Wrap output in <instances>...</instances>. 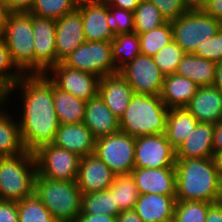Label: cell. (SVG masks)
I'll return each mask as SVG.
<instances>
[{
	"label": "cell",
	"mask_w": 222,
	"mask_h": 222,
	"mask_svg": "<svg viewBox=\"0 0 222 222\" xmlns=\"http://www.w3.org/2000/svg\"><path fill=\"white\" fill-rule=\"evenodd\" d=\"M115 174L97 155L82 156L77 174V186L83 194L107 190Z\"/></svg>",
	"instance_id": "obj_16"
},
{
	"label": "cell",
	"mask_w": 222,
	"mask_h": 222,
	"mask_svg": "<svg viewBox=\"0 0 222 222\" xmlns=\"http://www.w3.org/2000/svg\"><path fill=\"white\" fill-rule=\"evenodd\" d=\"M168 110L160 96L134 94L119 120L120 131L135 138L166 133Z\"/></svg>",
	"instance_id": "obj_3"
},
{
	"label": "cell",
	"mask_w": 222,
	"mask_h": 222,
	"mask_svg": "<svg viewBox=\"0 0 222 222\" xmlns=\"http://www.w3.org/2000/svg\"><path fill=\"white\" fill-rule=\"evenodd\" d=\"M207 0H183L188 9H201Z\"/></svg>",
	"instance_id": "obj_54"
},
{
	"label": "cell",
	"mask_w": 222,
	"mask_h": 222,
	"mask_svg": "<svg viewBox=\"0 0 222 222\" xmlns=\"http://www.w3.org/2000/svg\"><path fill=\"white\" fill-rule=\"evenodd\" d=\"M111 47L112 58L117 70L141 54L139 36L135 32L116 35L111 41Z\"/></svg>",
	"instance_id": "obj_32"
},
{
	"label": "cell",
	"mask_w": 222,
	"mask_h": 222,
	"mask_svg": "<svg viewBox=\"0 0 222 222\" xmlns=\"http://www.w3.org/2000/svg\"><path fill=\"white\" fill-rule=\"evenodd\" d=\"M7 108L0 110V157H11L26 151L17 117L14 119Z\"/></svg>",
	"instance_id": "obj_29"
},
{
	"label": "cell",
	"mask_w": 222,
	"mask_h": 222,
	"mask_svg": "<svg viewBox=\"0 0 222 222\" xmlns=\"http://www.w3.org/2000/svg\"><path fill=\"white\" fill-rule=\"evenodd\" d=\"M37 162L33 152L0 157L1 200L21 201L34 194Z\"/></svg>",
	"instance_id": "obj_5"
},
{
	"label": "cell",
	"mask_w": 222,
	"mask_h": 222,
	"mask_svg": "<svg viewBox=\"0 0 222 222\" xmlns=\"http://www.w3.org/2000/svg\"><path fill=\"white\" fill-rule=\"evenodd\" d=\"M18 222H56L35 193L18 201Z\"/></svg>",
	"instance_id": "obj_36"
},
{
	"label": "cell",
	"mask_w": 222,
	"mask_h": 222,
	"mask_svg": "<svg viewBox=\"0 0 222 222\" xmlns=\"http://www.w3.org/2000/svg\"><path fill=\"white\" fill-rule=\"evenodd\" d=\"M212 204L203 201H176L174 216L179 222H205Z\"/></svg>",
	"instance_id": "obj_37"
},
{
	"label": "cell",
	"mask_w": 222,
	"mask_h": 222,
	"mask_svg": "<svg viewBox=\"0 0 222 222\" xmlns=\"http://www.w3.org/2000/svg\"><path fill=\"white\" fill-rule=\"evenodd\" d=\"M197 119L185 108H170L166 118V136L176 149L198 125Z\"/></svg>",
	"instance_id": "obj_28"
},
{
	"label": "cell",
	"mask_w": 222,
	"mask_h": 222,
	"mask_svg": "<svg viewBox=\"0 0 222 222\" xmlns=\"http://www.w3.org/2000/svg\"><path fill=\"white\" fill-rule=\"evenodd\" d=\"M16 90L22 94L23 109L17 118L22 142L26 151L34 153L54 141L60 125L54 108L53 81L47 74H24L10 88V96Z\"/></svg>",
	"instance_id": "obj_1"
},
{
	"label": "cell",
	"mask_w": 222,
	"mask_h": 222,
	"mask_svg": "<svg viewBox=\"0 0 222 222\" xmlns=\"http://www.w3.org/2000/svg\"><path fill=\"white\" fill-rule=\"evenodd\" d=\"M201 123L222 121V93L214 86H200L185 107Z\"/></svg>",
	"instance_id": "obj_20"
},
{
	"label": "cell",
	"mask_w": 222,
	"mask_h": 222,
	"mask_svg": "<svg viewBox=\"0 0 222 222\" xmlns=\"http://www.w3.org/2000/svg\"><path fill=\"white\" fill-rule=\"evenodd\" d=\"M193 54L216 63L222 62V27L213 37L207 39L202 46H198Z\"/></svg>",
	"instance_id": "obj_41"
},
{
	"label": "cell",
	"mask_w": 222,
	"mask_h": 222,
	"mask_svg": "<svg viewBox=\"0 0 222 222\" xmlns=\"http://www.w3.org/2000/svg\"><path fill=\"white\" fill-rule=\"evenodd\" d=\"M7 9L10 12L29 11L32 0H5Z\"/></svg>",
	"instance_id": "obj_46"
},
{
	"label": "cell",
	"mask_w": 222,
	"mask_h": 222,
	"mask_svg": "<svg viewBox=\"0 0 222 222\" xmlns=\"http://www.w3.org/2000/svg\"><path fill=\"white\" fill-rule=\"evenodd\" d=\"M119 213L120 209L115 204L114 195L108 189L82 194L80 214L117 216Z\"/></svg>",
	"instance_id": "obj_31"
},
{
	"label": "cell",
	"mask_w": 222,
	"mask_h": 222,
	"mask_svg": "<svg viewBox=\"0 0 222 222\" xmlns=\"http://www.w3.org/2000/svg\"><path fill=\"white\" fill-rule=\"evenodd\" d=\"M135 168L175 167V149L165 133L135 138Z\"/></svg>",
	"instance_id": "obj_12"
},
{
	"label": "cell",
	"mask_w": 222,
	"mask_h": 222,
	"mask_svg": "<svg viewBox=\"0 0 222 222\" xmlns=\"http://www.w3.org/2000/svg\"><path fill=\"white\" fill-rule=\"evenodd\" d=\"M86 41H112L115 35L107 23V3L104 0H79Z\"/></svg>",
	"instance_id": "obj_15"
},
{
	"label": "cell",
	"mask_w": 222,
	"mask_h": 222,
	"mask_svg": "<svg viewBox=\"0 0 222 222\" xmlns=\"http://www.w3.org/2000/svg\"><path fill=\"white\" fill-rule=\"evenodd\" d=\"M34 193L56 222H75L81 213L83 193L76 180H51L37 174Z\"/></svg>",
	"instance_id": "obj_4"
},
{
	"label": "cell",
	"mask_w": 222,
	"mask_h": 222,
	"mask_svg": "<svg viewBox=\"0 0 222 222\" xmlns=\"http://www.w3.org/2000/svg\"><path fill=\"white\" fill-rule=\"evenodd\" d=\"M9 13L10 11L7 9L5 0H0V33L5 25Z\"/></svg>",
	"instance_id": "obj_53"
},
{
	"label": "cell",
	"mask_w": 222,
	"mask_h": 222,
	"mask_svg": "<svg viewBox=\"0 0 222 222\" xmlns=\"http://www.w3.org/2000/svg\"><path fill=\"white\" fill-rule=\"evenodd\" d=\"M10 97V88L0 79V110L8 107L7 100ZM3 107V108H2Z\"/></svg>",
	"instance_id": "obj_51"
},
{
	"label": "cell",
	"mask_w": 222,
	"mask_h": 222,
	"mask_svg": "<svg viewBox=\"0 0 222 222\" xmlns=\"http://www.w3.org/2000/svg\"><path fill=\"white\" fill-rule=\"evenodd\" d=\"M173 40L184 53H194L198 46L213 37L222 27V22L204 13L201 9H188L171 22Z\"/></svg>",
	"instance_id": "obj_7"
},
{
	"label": "cell",
	"mask_w": 222,
	"mask_h": 222,
	"mask_svg": "<svg viewBox=\"0 0 222 222\" xmlns=\"http://www.w3.org/2000/svg\"><path fill=\"white\" fill-rule=\"evenodd\" d=\"M79 0H32L28 12L49 19L57 20L77 9Z\"/></svg>",
	"instance_id": "obj_34"
},
{
	"label": "cell",
	"mask_w": 222,
	"mask_h": 222,
	"mask_svg": "<svg viewBox=\"0 0 222 222\" xmlns=\"http://www.w3.org/2000/svg\"><path fill=\"white\" fill-rule=\"evenodd\" d=\"M135 181L139 194H161L176 196V169L134 168L130 173Z\"/></svg>",
	"instance_id": "obj_18"
},
{
	"label": "cell",
	"mask_w": 222,
	"mask_h": 222,
	"mask_svg": "<svg viewBox=\"0 0 222 222\" xmlns=\"http://www.w3.org/2000/svg\"><path fill=\"white\" fill-rule=\"evenodd\" d=\"M107 23L115 36L134 33V13L131 11L107 4Z\"/></svg>",
	"instance_id": "obj_39"
},
{
	"label": "cell",
	"mask_w": 222,
	"mask_h": 222,
	"mask_svg": "<svg viewBox=\"0 0 222 222\" xmlns=\"http://www.w3.org/2000/svg\"><path fill=\"white\" fill-rule=\"evenodd\" d=\"M115 175L130 174L135 168V137L122 131L95 140V152Z\"/></svg>",
	"instance_id": "obj_9"
},
{
	"label": "cell",
	"mask_w": 222,
	"mask_h": 222,
	"mask_svg": "<svg viewBox=\"0 0 222 222\" xmlns=\"http://www.w3.org/2000/svg\"><path fill=\"white\" fill-rule=\"evenodd\" d=\"M34 37V74H46L57 65L55 46L56 20L32 14Z\"/></svg>",
	"instance_id": "obj_13"
},
{
	"label": "cell",
	"mask_w": 222,
	"mask_h": 222,
	"mask_svg": "<svg viewBox=\"0 0 222 222\" xmlns=\"http://www.w3.org/2000/svg\"><path fill=\"white\" fill-rule=\"evenodd\" d=\"M117 222H144L133 210L122 211L117 215Z\"/></svg>",
	"instance_id": "obj_49"
},
{
	"label": "cell",
	"mask_w": 222,
	"mask_h": 222,
	"mask_svg": "<svg viewBox=\"0 0 222 222\" xmlns=\"http://www.w3.org/2000/svg\"><path fill=\"white\" fill-rule=\"evenodd\" d=\"M23 75L13 63L8 47L4 39L0 36V79L11 88Z\"/></svg>",
	"instance_id": "obj_40"
},
{
	"label": "cell",
	"mask_w": 222,
	"mask_h": 222,
	"mask_svg": "<svg viewBox=\"0 0 222 222\" xmlns=\"http://www.w3.org/2000/svg\"><path fill=\"white\" fill-rule=\"evenodd\" d=\"M164 222H179V221L177 220V218L175 216H172L171 218L167 219Z\"/></svg>",
	"instance_id": "obj_56"
},
{
	"label": "cell",
	"mask_w": 222,
	"mask_h": 222,
	"mask_svg": "<svg viewBox=\"0 0 222 222\" xmlns=\"http://www.w3.org/2000/svg\"><path fill=\"white\" fill-rule=\"evenodd\" d=\"M213 148L214 154L222 149V121L215 124L214 134H213Z\"/></svg>",
	"instance_id": "obj_50"
},
{
	"label": "cell",
	"mask_w": 222,
	"mask_h": 222,
	"mask_svg": "<svg viewBox=\"0 0 222 222\" xmlns=\"http://www.w3.org/2000/svg\"><path fill=\"white\" fill-rule=\"evenodd\" d=\"M184 54L183 49L174 40H172L159 50L153 56V59L160 71L166 76L175 73Z\"/></svg>",
	"instance_id": "obj_38"
},
{
	"label": "cell",
	"mask_w": 222,
	"mask_h": 222,
	"mask_svg": "<svg viewBox=\"0 0 222 222\" xmlns=\"http://www.w3.org/2000/svg\"><path fill=\"white\" fill-rule=\"evenodd\" d=\"M176 196L139 194L134 211L144 222H164L174 216Z\"/></svg>",
	"instance_id": "obj_24"
},
{
	"label": "cell",
	"mask_w": 222,
	"mask_h": 222,
	"mask_svg": "<svg viewBox=\"0 0 222 222\" xmlns=\"http://www.w3.org/2000/svg\"><path fill=\"white\" fill-rule=\"evenodd\" d=\"M213 86L222 93V62L217 63Z\"/></svg>",
	"instance_id": "obj_52"
},
{
	"label": "cell",
	"mask_w": 222,
	"mask_h": 222,
	"mask_svg": "<svg viewBox=\"0 0 222 222\" xmlns=\"http://www.w3.org/2000/svg\"><path fill=\"white\" fill-rule=\"evenodd\" d=\"M134 94L132 87L119 73L99 80L98 95L119 120Z\"/></svg>",
	"instance_id": "obj_19"
},
{
	"label": "cell",
	"mask_w": 222,
	"mask_h": 222,
	"mask_svg": "<svg viewBox=\"0 0 222 222\" xmlns=\"http://www.w3.org/2000/svg\"><path fill=\"white\" fill-rule=\"evenodd\" d=\"M134 32L146 33L166 23L159 9L149 0H140L134 10Z\"/></svg>",
	"instance_id": "obj_33"
},
{
	"label": "cell",
	"mask_w": 222,
	"mask_h": 222,
	"mask_svg": "<svg viewBox=\"0 0 222 222\" xmlns=\"http://www.w3.org/2000/svg\"><path fill=\"white\" fill-rule=\"evenodd\" d=\"M0 36L17 68L23 74H34L32 14L28 11L10 12Z\"/></svg>",
	"instance_id": "obj_6"
},
{
	"label": "cell",
	"mask_w": 222,
	"mask_h": 222,
	"mask_svg": "<svg viewBox=\"0 0 222 222\" xmlns=\"http://www.w3.org/2000/svg\"><path fill=\"white\" fill-rule=\"evenodd\" d=\"M108 6L125 9L134 12L140 0H104Z\"/></svg>",
	"instance_id": "obj_47"
},
{
	"label": "cell",
	"mask_w": 222,
	"mask_h": 222,
	"mask_svg": "<svg viewBox=\"0 0 222 222\" xmlns=\"http://www.w3.org/2000/svg\"><path fill=\"white\" fill-rule=\"evenodd\" d=\"M108 190L114 195L115 204L120 212L134 209L139 192L131 174L115 175Z\"/></svg>",
	"instance_id": "obj_30"
},
{
	"label": "cell",
	"mask_w": 222,
	"mask_h": 222,
	"mask_svg": "<svg viewBox=\"0 0 222 222\" xmlns=\"http://www.w3.org/2000/svg\"><path fill=\"white\" fill-rule=\"evenodd\" d=\"M176 201H222V174L214 157L176 159Z\"/></svg>",
	"instance_id": "obj_2"
},
{
	"label": "cell",
	"mask_w": 222,
	"mask_h": 222,
	"mask_svg": "<svg viewBox=\"0 0 222 222\" xmlns=\"http://www.w3.org/2000/svg\"><path fill=\"white\" fill-rule=\"evenodd\" d=\"M217 63L185 53L178 64L175 73L187 77L198 86H213Z\"/></svg>",
	"instance_id": "obj_26"
},
{
	"label": "cell",
	"mask_w": 222,
	"mask_h": 222,
	"mask_svg": "<svg viewBox=\"0 0 222 222\" xmlns=\"http://www.w3.org/2000/svg\"><path fill=\"white\" fill-rule=\"evenodd\" d=\"M160 11L166 22H172L184 14L188 7L183 0H149Z\"/></svg>",
	"instance_id": "obj_42"
},
{
	"label": "cell",
	"mask_w": 222,
	"mask_h": 222,
	"mask_svg": "<svg viewBox=\"0 0 222 222\" xmlns=\"http://www.w3.org/2000/svg\"><path fill=\"white\" fill-rule=\"evenodd\" d=\"M205 222H222V201L209 207Z\"/></svg>",
	"instance_id": "obj_48"
},
{
	"label": "cell",
	"mask_w": 222,
	"mask_h": 222,
	"mask_svg": "<svg viewBox=\"0 0 222 222\" xmlns=\"http://www.w3.org/2000/svg\"><path fill=\"white\" fill-rule=\"evenodd\" d=\"M95 140L83 122L71 125L60 124L52 144L82 157L94 154Z\"/></svg>",
	"instance_id": "obj_21"
},
{
	"label": "cell",
	"mask_w": 222,
	"mask_h": 222,
	"mask_svg": "<svg viewBox=\"0 0 222 222\" xmlns=\"http://www.w3.org/2000/svg\"><path fill=\"white\" fill-rule=\"evenodd\" d=\"M118 73L129 83L135 94L159 96L165 75L155 64L153 57L139 54L122 66Z\"/></svg>",
	"instance_id": "obj_11"
},
{
	"label": "cell",
	"mask_w": 222,
	"mask_h": 222,
	"mask_svg": "<svg viewBox=\"0 0 222 222\" xmlns=\"http://www.w3.org/2000/svg\"><path fill=\"white\" fill-rule=\"evenodd\" d=\"M46 74L58 88L76 98L88 101L98 95L100 78L96 75L69 68L62 62L53 66Z\"/></svg>",
	"instance_id": "obj_14"
},
{
	"label": "cell",
	"mask_w": 222,
	"mask_h": 222,
	"mask_svg": "<svg viewBox=\"0 0 222 222\" xmlns=\"http://www.w3.org/2000/svg\"><path fill=\"white\" fill-rule=\"evenodd\" d=\"M62 63L69 68L102 78L118 73L112 58L111 41H85Z\"/></svg>",
	"instance_id": "obj_8"
},
{
	"label": "cell",
	"mask_w": 222,
	"mask_h": 222,
	"mask_svg": "<svg viewBox=\"0 0 222 222\" xmlns=\"http://www.w3.org/2000/svg\"><path fill=\"white\" fill-rule=\"evenodd\" d=\"M199 87L187 77L173 73L164 77L159 96L168 109L182 108L188 105Z\"/></svg>",
	"instance_id": "obj_25"
},
{
	"label": "cell",
	"mask_w": 222,
	"mask_h": 222,
	"mask_svg": "<svg viewBox=\"0 0 222 222\" xmlns=\"http://www.w3.org/2000/svg\"><path fill=\"white\" fill-rule=\"evenodd\" d=\"M18 202L0 200V222H18Z\"/></svg>",
	"instance_id": "obj_43"
},
{
	"label": "cell",
	"mask_w": 222,
	"mask_h": 222,
	"mask_svg": "<svg viewBox=\"0 0 222 222\" xmlns=\"http://www.w3.org/2000/svg\"><path fill=\"white\" fill-rule=\"evenodd\" d=\"M214 159H215L217 167L219 168V170H220V172L222 174V149L218 150L214 154Z\"/></svg>",
	"instance_id": "obj_55"
},
{
	"label": "cell",
	"mask_w": 222,
	"mask_h": 222,
	"mask_svg": "<svg viewBox=\"0 0 222 222\" xmlns=\"http://www.w3.org/2000/svg\"><path fill=\"white\" fill-rule=\"evenodd\" d=\"M75 222H117V216H111L107 214H79Z\"/></svg>",
	"instance_id": "obj_45"
},
{
	"label": "cell",
	"mask_w": 222,
	"mask_h": 222,
	"mask_svg": "<svg viewBox=\"0 0 222 222\" xmlns=\"http://www.w3.org/2000/svg\"><path fill=\"white\" fill-rule=\"evenodd\" d=\"M34 154L40 177L58 181L77 179L81 157L76 153L51 143L41 146Z\"/></svg>",
	"instance_id": "obj_10"
},
{
	"label": "cell",
	"mask_w": 222,
	"mask_h": 222,
	"mask_svg": "<svg viewBox=\"0 0 222 222\" xmlns=\"http://www.w3.org/2000/svg\"><path fill=\"white\" fill-rule=\"evenodd\" d=\"M141 54L153 57L159 50L173 40L171 22L146 33L138 34Z\"/></svg>",
	"instance_id": "obj_35"
},
{
	"label": "cell",
	"mask_w": 222,
	"mask_h": 222,
	"mask_svg": "<svg viewBox=\"0 0 222 222\" xmlns=\"http://www.w3.org/2000/svg\"><path fill=\"white\" fill-rule=\"evenodd\" d=\"M83 124L91 131L95 139L120 131L119 119L99 95L86 101Z\"/></svg>",
	"instance_id": "obj_22"
},
{
	"label": "cell",
	"mask_w": 222,
	"mask_h": 222,
	"mask_svg": "<svg viewBox=\"0 0 222 222\" xmlns=\"http://www.w3.org/2000/svg\"><path fill=\"white\" fill-rule=\"evenodd\" d=\"M214 128L213 124L199 122L195 130L175 149V159L214 157Z\"/></svg>",
	"instance_id": "obj_23"
},
{
	"label": "cell",
	"mask_w": 222,
	"mask_h": 222,
	"mask_svg": "<svg viewBox=\"0 0 222 222\" xmlns=\"http://www.w3.org/2000/svg\"><path fill=\"white\" fill-rule=\"evenodd\" d=\"M201 10L222 22V0H207Z\"/></svg>",
	"instance_id": "obj_44"
},
{
	"label": "cell",
	"mask_w": 222,
	"mask_h": 222,
	"mask_svg": "<svg viewBox=\"0 0 222 222\" xmlns=\"http://www.w3.org/2000/svg\"><path fill=\"white\" fill-rule=\"evenodd\" d=\"M54 108L59 124H77L84 121L86 101L58 88L53 82Z\"/></svg>",
	"instance_id": "obj_27"
},
{
	"label": "cell",
	"mask_w": 222,
	"mask_h": 222,
	"mask_svg": "<svg viewBox=\"0 0 222 222\" xmlns=\"http://www.w3.org/2000/svg\"><path fill=\"white\" fill-rule=\"evenodd\" d=\"M85 41L82 16L78 9L57 19L55 32L57 64Z\"/></svg>",
	"instance_id": "obj_17"
}]
</instances>
